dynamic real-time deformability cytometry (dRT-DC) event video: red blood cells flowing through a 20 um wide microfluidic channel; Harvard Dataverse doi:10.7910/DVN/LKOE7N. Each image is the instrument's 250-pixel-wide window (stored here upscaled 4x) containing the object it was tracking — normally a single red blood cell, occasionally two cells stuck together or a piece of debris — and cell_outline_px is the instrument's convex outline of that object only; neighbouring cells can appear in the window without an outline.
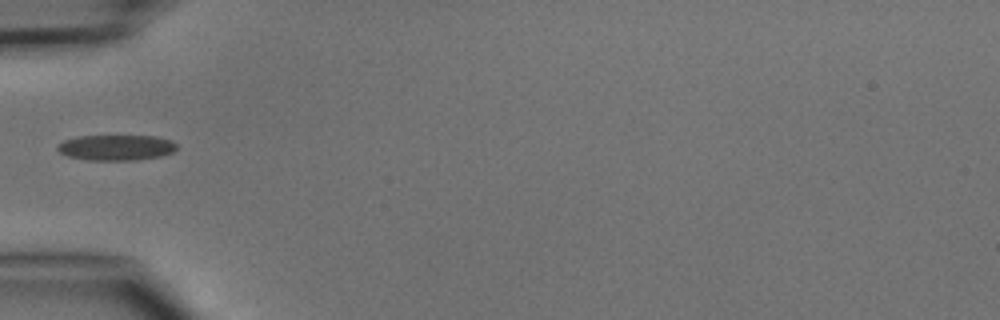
{"species": "common noctule bat (a hibernating species)", "species_latin": "Nyctalus noctula", "temperature_condition": "cold", "stored_images_in_passage": 3, "camera_frame_rate_fps": 3000, "um_per_image_px": 0.085, "animal": {"sex": "male", "body_mass_g": 15.6}, "frame": {"image": 1, "passage_image": 2, "time_ms": 2.0, "image_size_px": [1000, 320], "cell_outline_px": [[176, 148], [172, 152], [160, 156], [136, 160], [88, 160], [68, 156], [60, 152], [56, 148], [56, 144], [64, 140], [76, 136], [156, 136], [172, 140], [176, 144]], "centroid_in_image_um": [9.85, 12.53], "position_along_channel_um": 75.2, "area_um2": 17.8}}